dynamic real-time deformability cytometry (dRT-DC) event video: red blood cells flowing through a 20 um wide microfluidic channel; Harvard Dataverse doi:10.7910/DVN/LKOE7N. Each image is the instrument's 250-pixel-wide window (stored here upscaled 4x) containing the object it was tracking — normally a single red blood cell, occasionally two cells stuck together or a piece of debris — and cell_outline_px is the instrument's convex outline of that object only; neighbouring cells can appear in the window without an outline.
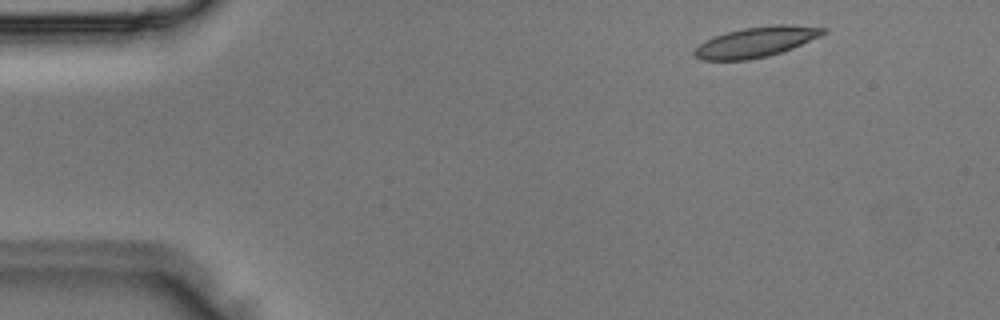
{"species": "Egyptian fruit bat (a non-hibernating species)", "species_latin": "Rousettus aegyptiacus", "temperature_condition": "room temperature", "stored_images_in_passage": 3, "camera_frame_rate_fps": 3000, "um_per_image_px": 0.085, "animal": {"sex": "male"}, "frame": {"image": 1, "passage_image": 1, "time_ms": 0.0, "image_size_px": [1000, 320], "cell_outline_px": [[828, 32], [820, 36], [792, 48], [768, 56], [748, 60], [700, 60], [692, 56], [692, 52], [700, 44], [716, 36], [728, 32], [744, 28], [772, 24], [792, 24], [828, 28]], "centroid_in_image_um": [64.29, 3.56], "position_along_channel_um": 20.7, "area_um2": 22.72}}